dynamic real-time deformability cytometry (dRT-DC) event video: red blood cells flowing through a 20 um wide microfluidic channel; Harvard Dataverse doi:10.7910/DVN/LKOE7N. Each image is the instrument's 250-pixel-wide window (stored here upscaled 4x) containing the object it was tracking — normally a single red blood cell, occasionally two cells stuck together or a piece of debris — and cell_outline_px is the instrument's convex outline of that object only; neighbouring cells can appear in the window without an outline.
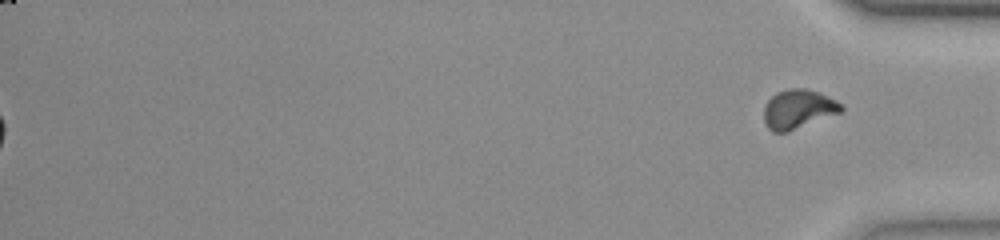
{"species": "common noctule bat (a hibernating species)", "species_latin": "Nyctalus noctula", "temperature_condition": "room temperature", "stored_images_in_passage": 54, "segment_of_instrument_passage": [2, 2], "camera_frame_rate_fps": 3000, "um_per_image_px": 0.085, "animal": {"sex": "female", "body_mass_g": 23.0, "forearm_length_mm": 53.4}, "frame": {"image": 1, "passage_image": 54, "time_ms": 17.667, "image_size_px": [1000, 240], "cell_outline_px": [[844, 112], [788, 132], [772, 132], [764, 124], [764, 104], [776, 92], [788, 88], [804, 88], [816, 92], [836, 100], [844, 104]], "centroid_in_image_um": [67.86, 9.29], "position_along_channel_um": 367.3, "area_um2": 17.98}}